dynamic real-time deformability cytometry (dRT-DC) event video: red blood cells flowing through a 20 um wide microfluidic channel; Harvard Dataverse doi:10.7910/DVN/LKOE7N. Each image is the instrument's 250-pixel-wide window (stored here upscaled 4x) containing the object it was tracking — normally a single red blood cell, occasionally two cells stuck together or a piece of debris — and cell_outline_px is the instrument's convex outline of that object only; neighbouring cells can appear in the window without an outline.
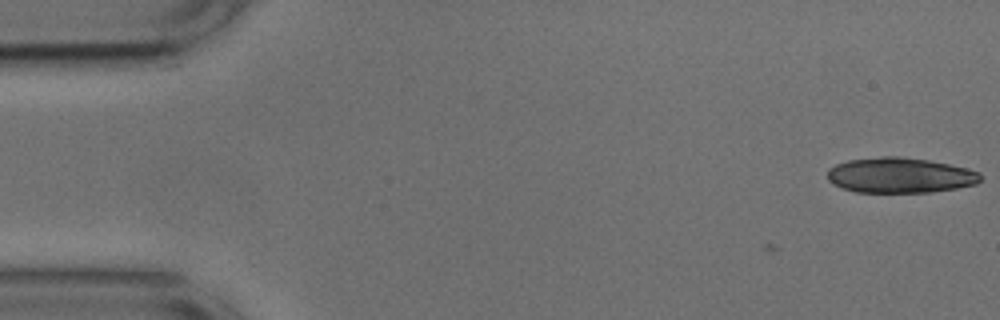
{"species": "common noctule bat (a hibernating species)", "species_latin": "Nyctalus noctula", "temperature_condition": "cold", "stored_images_in_passage": 8, "camera_frame_rate_fps": 3000, "um_per_image_px": 0.085, "animal": {"sex": "male", "body_mass_g": 17.9, "forearm_length_mm": 54.2}, "frame": {"image": 1, "passage_image": 8, "time_ms": 2.333, "image_size_px": [1000, 320], "cell_outline_px": [[980, 180], [976, 184], [956, 188], [932, 192], [856, 192], [844, 188], [828, 180], [828, 168], [836, 164], [848, 160], [884, 156], [900, 156], [928, 160], [948, 164], [980, 172]], "centroid_in_image_um": [76.49, 14.89], "position_along_channel_um": 8.5, "area_um2": 31.27}}